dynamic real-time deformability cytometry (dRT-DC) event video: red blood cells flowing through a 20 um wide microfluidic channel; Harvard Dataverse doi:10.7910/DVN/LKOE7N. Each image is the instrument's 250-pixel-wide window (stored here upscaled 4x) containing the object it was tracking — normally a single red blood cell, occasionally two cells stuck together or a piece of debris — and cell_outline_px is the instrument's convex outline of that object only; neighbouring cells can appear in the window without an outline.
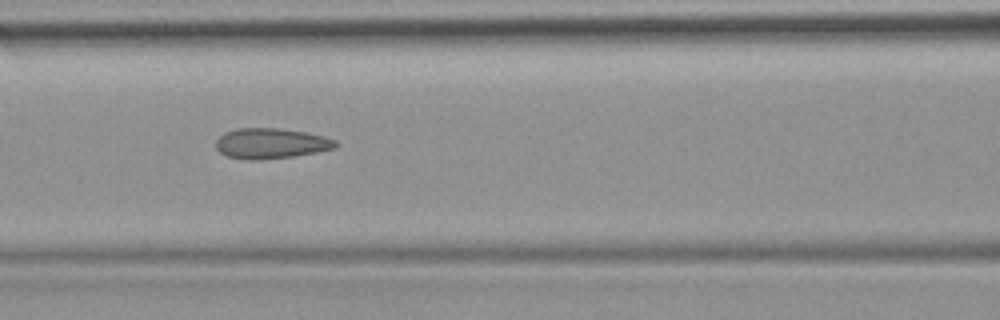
{"species": "common noctule bat (a hibernating species)", "species_latin": "Nyctalus noctula", "temperature_condition": "room temperature", "stored_images_in_passage": 51, "camera_frame_rate_fps": 3000, "um_per_image_px": 0.085, "animal": {"sex": "female", "body_mass_g": 19.9}, "frame": {"image": 1, "passage_image": 22, "time_ms": 7.0, "image_size_px": [1000, 320], "cell_outline_px": [[336, 148], [316, 152], [292, 156], [256, 160], [248, 160], [228, 156], [220, 152], [216, 148], [216, 140], [224, 132], [236, 128], [280, 128], [308, 132], [324, 136], [336, 140]], "centroid_in_image_um": [23.02, 12.17], "position_along_channel_um": 143.6, "area_um2": 21.21}, "authors_computed_cell_mechanics": {"area_um2": 21.1548, "velocity_mm_per_s": 3.9861, "shape_relaxation_time_tau1_ms": null, "shape_relaxation_time_tau2_ms": 1.8368, "deformation_change_tau1": null, "deformation_change_tau2": 0.1088}}